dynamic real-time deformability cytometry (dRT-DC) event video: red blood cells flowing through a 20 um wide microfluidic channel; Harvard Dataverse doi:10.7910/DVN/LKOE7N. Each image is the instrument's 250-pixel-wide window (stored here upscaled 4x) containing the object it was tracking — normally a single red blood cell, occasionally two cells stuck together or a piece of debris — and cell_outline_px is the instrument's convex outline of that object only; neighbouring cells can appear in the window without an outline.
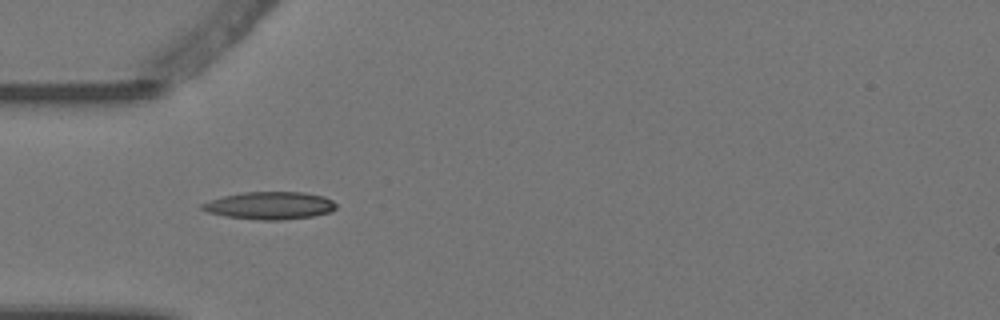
{"species": "Egyptian fruit bat (a non-hibernating species)", "species_latin": "Rousettus aegyptiacus", "temperature_condition": "warm", "stored_images_in_passage": 6, "camera_frame_rate_fps": 3000, "um_per_image_px": 0.085, "animal": {"sex": "female"}, "frame": {"image": 1, "passage_image": 5, "time_ms": 1.333, "image_size_px": [1000, 320], "cell_outline_px": [[336, 208], [332, 212], [312, 216], [280, 220], [260, 220], [224, 216], [208, 212], [200, 208], [200, 204], [224, 196], [244, 192], [304, 192], [324, 196], [332, 200], [336, 204]], "centroid_in_image_um": [22.96, 17.47], "position_along_channel_um": 62.0, "area_um2": 21.5}}
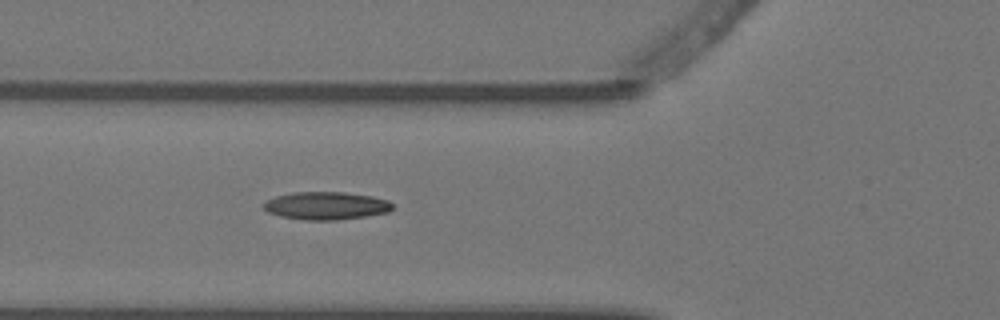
{"frame": {"image": 2, "passage_image": 6, "time_ms": 1.667, "image_size_px": [1000, 320], "cell_outline_px": [[392, 208], [388, 212], [364, 216], [336, 220], [308, 220], [280, 216], [268, 212], [264, 208], [264, 204], [268, 200], [276, 196], [292, 192], [344, 192], [372, 196], [388, 200], [392, 204]], "centroid_in_image_um": [27.72, 17.48], "position_along_channel_um": 98.1, "area_um2": 20.69}}